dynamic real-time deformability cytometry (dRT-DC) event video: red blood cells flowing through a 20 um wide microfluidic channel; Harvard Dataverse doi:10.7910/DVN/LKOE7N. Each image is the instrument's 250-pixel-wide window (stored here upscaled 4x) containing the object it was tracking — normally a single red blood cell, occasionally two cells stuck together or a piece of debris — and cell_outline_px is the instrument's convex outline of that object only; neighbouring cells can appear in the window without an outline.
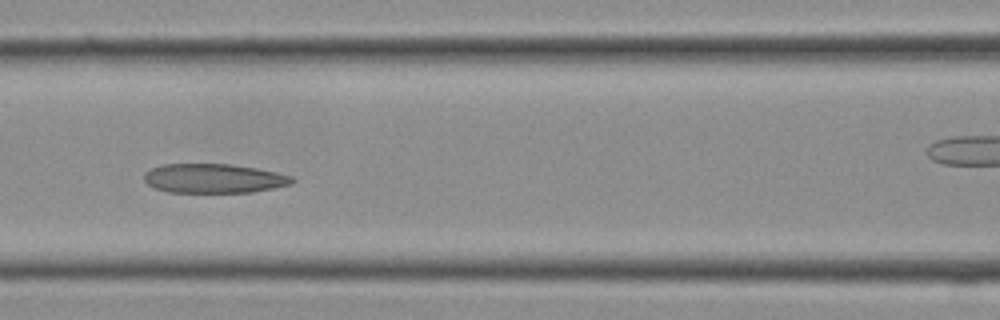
{"species": "Egyptian fruit bat (a non-hibernating species)", "species_latin": "Rousettus aegyptiacus", "temperature_condition": "cold", "stored_images_in_passage": 16, "camera_frame_rate_fps": 3000, "um_per_image_px": 0.085, "frame": {"image": 1, "passage_image": 12, "time_ms": 3.667, "image_size_px": [1000, 320], "cell_outline_px": [[296, 180], [292, 184], [252, 192], [168, 192], [156, 188], [148, 184], [144, 180], [144, 172], [152, 168], [164, 164], [232, 164], [256, 168], [276, 172], [292, 176]], "centroid_in_image_um": [18.19, 15.16], "position_along_channel_um": 148.4, "area_um2": 25.2}}